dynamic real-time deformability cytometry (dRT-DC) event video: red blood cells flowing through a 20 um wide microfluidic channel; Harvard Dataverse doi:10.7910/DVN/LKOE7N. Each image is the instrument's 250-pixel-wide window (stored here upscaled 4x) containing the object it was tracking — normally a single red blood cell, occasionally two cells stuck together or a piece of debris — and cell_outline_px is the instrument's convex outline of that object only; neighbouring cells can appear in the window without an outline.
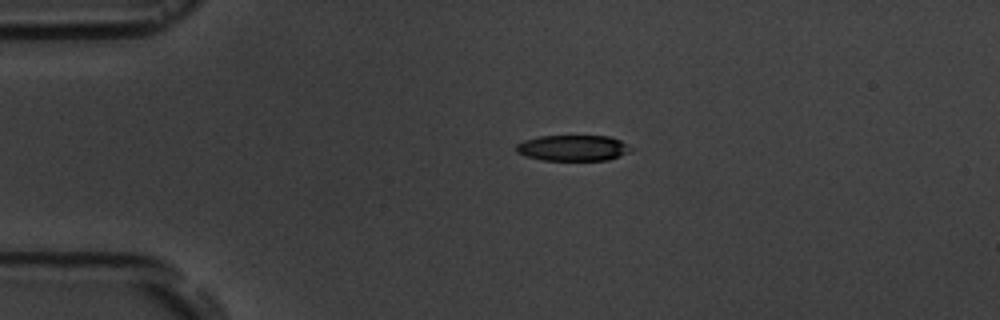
{"species": "common noctule bat (a hibernating species)", "species_latin": "Nyctalus noctula", "temperature_condition": "room temperature", "stored_images_in_passage": 3, "camera_frame_rate_fps": 3000, "um_per_image_px": 0.085, "animal": {"sex": "male", "body_mass_g": 19.5, "forearm_length_mm": 54.6}, "frame": {"image": 1, "passage_image": 1, "time_ms": 0.0, "image_size_px": [1000, 320], "cell_outline_px": [[636, 148], [620, 156], [608, 160], [544, 160], [524, 156], [516, 152], [516, 144], [524, 140], [540, 136], [608, 136], [620, 140]], "centroid_in_image_um": [48.72, 12.58], "position_along_channel_um": 36.3, "area_um2": 17.4}}
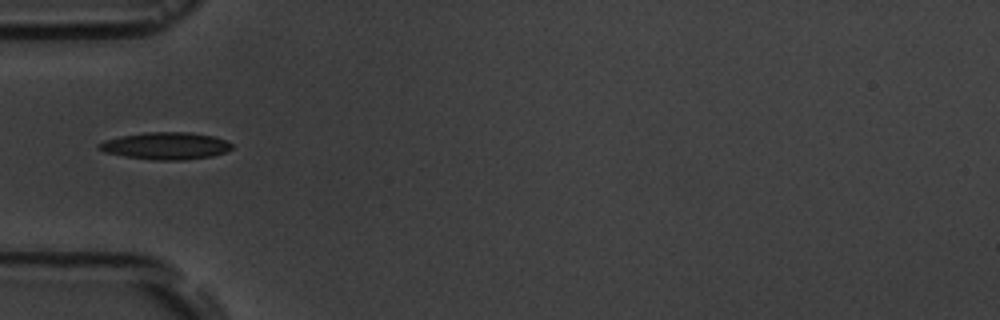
{"frame": {"image": 2, "passage_image": 3, "time_ms": 2.0, "image_size_px": [1000, 320], "cell_outline_px": [[232, 148], [224, 152], [212, 156], [184, 160], [152, 160], [124, 156], [104, 152], [96, 148], [96, 144], [104, 140], [120, 136], [144, 132], [188, 132], [216, 136], [232, 144]], "centroid_in_image_um": [14.04, 12.39], "position_along_channel_um": 71.0, "area_um2": 21.21}}